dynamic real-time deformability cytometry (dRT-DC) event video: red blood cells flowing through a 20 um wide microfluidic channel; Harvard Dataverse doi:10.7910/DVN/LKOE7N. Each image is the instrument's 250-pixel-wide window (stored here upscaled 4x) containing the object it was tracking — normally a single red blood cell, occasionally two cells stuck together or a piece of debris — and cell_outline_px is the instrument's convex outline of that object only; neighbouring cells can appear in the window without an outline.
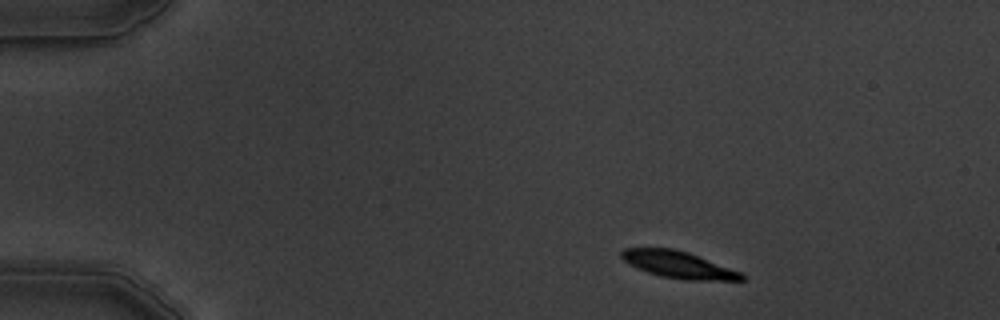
{"species": "common noctule bat (a hibernating species)", "species_latin": "Nyctalus noctula", "temperature_condition": "warm", "stored_images_in_passage": 4, "camera_frame_rate_fps": 3000, "um_per_image_px": 0.085, "animal": {"sex": "male", "body_mass_g": 19.5, "forearm_length_mm": 54.6}, "frame": {"image": 1, "passage_image": 1, "time_ms": 0.0, "image_size_px": [1000, 320], "cell_outline_px": [[748, 276], [744, 280], [688, 280], [660, 276], [648, 272], [628, 264], [620, 256], [620, 252], [624, 248], [672, 248], [688, 252], [744, 272]], "centroid_in_image_um": [57.73, 22.5], "position_along_channel_um": 27.3, "area_um2": 19.02}}
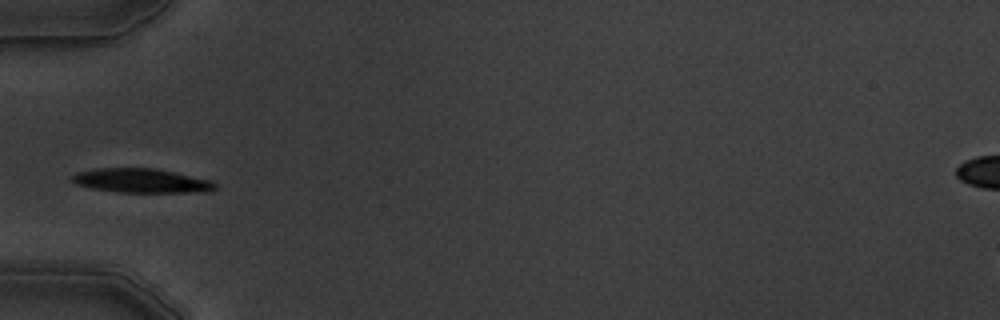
{"frame": {"image": 2, "passage_image": 4, "time_ms": 3.333, "image_size_px": [1000, 320], "cell_outline_px": [[216, 188], [208, 192], [116, 192], [92, 188], [76, 184], [72, 180], [72, 176], [76, 172], [96, 168], [156, 168], [212, 180], [216, 184]], "centroid_in_image_um": [12.04, 15.35], "position_along_channel_um": 73.0, "area_um2": 20.23}}